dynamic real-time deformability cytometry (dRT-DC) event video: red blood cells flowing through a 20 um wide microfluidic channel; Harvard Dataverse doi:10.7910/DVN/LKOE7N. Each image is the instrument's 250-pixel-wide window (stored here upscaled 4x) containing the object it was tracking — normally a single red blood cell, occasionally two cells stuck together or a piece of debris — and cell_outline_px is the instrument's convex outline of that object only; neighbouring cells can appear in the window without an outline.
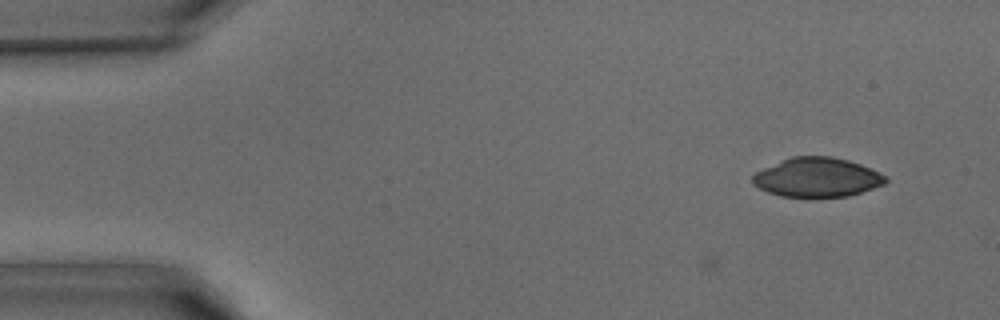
{"species": "common noctule bat (a hibernating species)", "species_latin": "Nyctalus noctula", "temperature_condition": "warm", "stored_images_in_passage": 3, "camera_frame_rate_fps": 3000, "um_per_image_px": 0.085, "animal": {"sex": "male", "body_mass_g": 15.6}, "frame": {"image": 1, "passage_image": 3, "time_ms": 0.667, "image_size_px": [1000, 320], "cell_outline_px": [[888, 180], [884, 184], [848, 196], [780, 196], [768, 192], [752, 184], [752, 176], [756, 172], [764, 168], [792, 156], [832, 156], [848, 160], [860, 164], [888, 176]], "centroid_in_image_um": [69.46, 15.06], "position_along_channel_um": 15.5, "area_um2": 30.11}}